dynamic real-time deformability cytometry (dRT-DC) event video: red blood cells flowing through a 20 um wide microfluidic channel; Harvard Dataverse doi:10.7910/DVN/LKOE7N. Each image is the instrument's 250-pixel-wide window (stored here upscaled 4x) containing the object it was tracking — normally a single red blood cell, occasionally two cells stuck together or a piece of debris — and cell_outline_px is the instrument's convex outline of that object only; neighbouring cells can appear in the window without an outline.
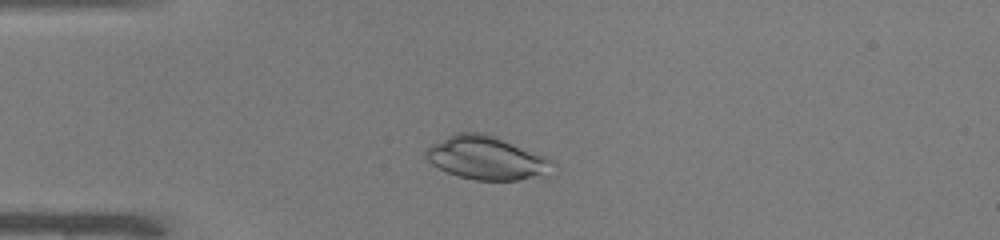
{"species": "common noctule bat (a hibernating species)", "species_latin": "Nyctalus noctula", "temperature_condition": "warm", "stored_images_in_passage": 46, "camera_frame_rate_fps": 3000, "um_per_image_px": 0.085, "animal": {"sex": "male", "body_mass_g": 19.0, "forearm_length_mm": 50.8}, "frame": {"image": 1, "passage_image": 9, "time_ms": 2.667, "image_size_px": [1000, 240], "cell_outline_px": [[552, 160], [540, 172], [520, 180], [476, 180], [460, 176], [448, 172], [432, 164], [424, 156], [424, 152], [428, 144], [456, 132], [484, 132], [496, 136], [548, 156]], "centroid_in_image_um": [41.2, 13.36], "position_along_channel_um": 43.8, "area_um2": 31.44}}
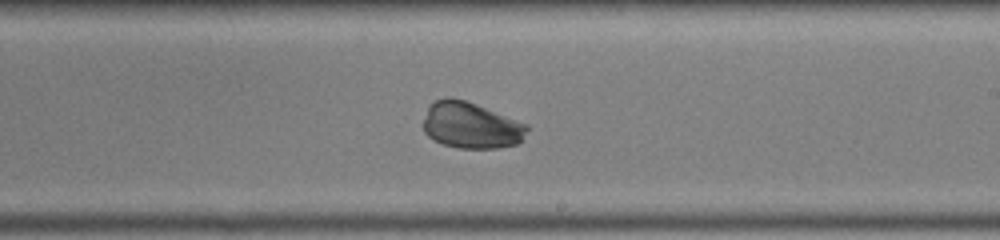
{"frame": {"image": 2, "passage_image": 26, "time_ms": 8.333, "image_size_px": [1000, 240], "cell_outline_px": [[528, 128], [520, 140], [516, 144], [496, 148], [456, 148], [432, 140], [424, 132], [424, 120], [428, 108], [436, 100], [448, 96], [452, 96], [476, 104], [528, 124]], "centroid_in_image_um": [40.01, 10.65], "position_along_channel_um": 249.0, "area_um2": 27.8}}
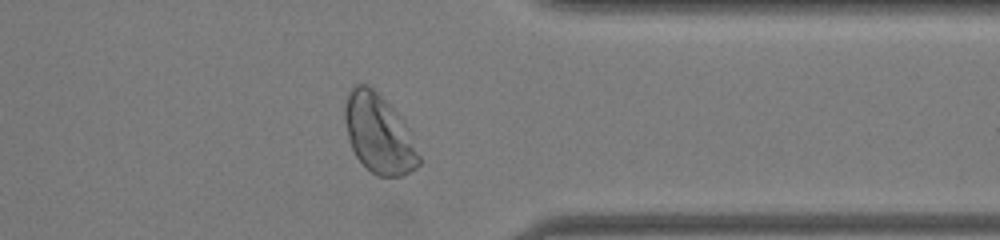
{"frame": {"image": 3, "passage_image": 36, "time_ms": 11.667, "image_size_px": [1000, 240], "cell_outline_px": [[420, 164], [416, 168], [404, 176], [376, 176], [356, 156], [352, 148], [348, 136], [344, 120], [344, 108], [348, 92], [356, 84], [368, 84], [400, 116], [420, 156]], "centroid_in_image_um": [32.18, 11.39], "position_along_channel_um": 379.2, "area_um2": 33.47}}